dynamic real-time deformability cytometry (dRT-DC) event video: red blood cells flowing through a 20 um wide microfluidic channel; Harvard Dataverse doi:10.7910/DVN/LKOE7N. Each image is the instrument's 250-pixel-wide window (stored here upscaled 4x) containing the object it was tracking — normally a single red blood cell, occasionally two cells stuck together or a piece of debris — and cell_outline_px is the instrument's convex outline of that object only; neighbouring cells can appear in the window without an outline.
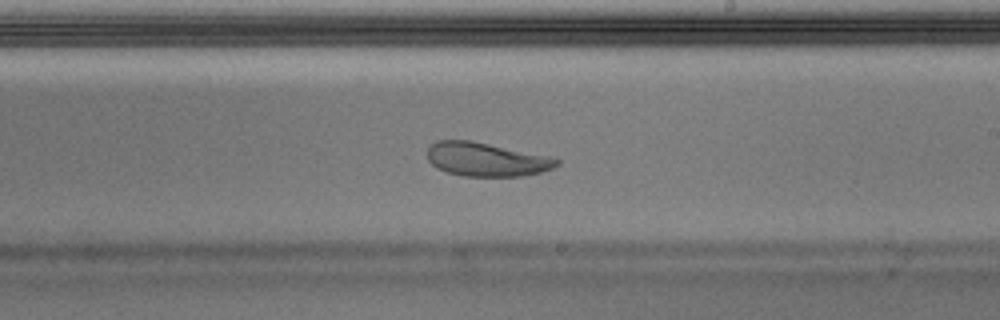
{"species": "Egyptian fruit bat (a non-hibernating species)", "species_latin": "Rousettus aegyptiacus", "temperature_condition": "warm", "stored_images_in_passage": 47, "camera_frame_rate_fps": 3000, "um_per_image_px": 0.085, "animal": {"sex": "male"}, "frame": {"image": 1, "passage_image": 26, "time_ms": 8.333, "image_size_px": [1000, 320], "cell_outline_px": [[560, 164], [552, 168], [540, 172], [520, 176], [464, 176], [448, 172], [436, 168], [428, 160], [428, 148], [436, 140], [468, 140], [552, 156], [560, 160]], "centroid_in_image_um": [41.35, 13.55], "position_along_channel_um": 247.6, "area_um2": 25.37}, "authors_computed_cell_mechanics": {"area_um2": 27.8596, "velocity_mm_per_s": 3.9463, "shape_relaxation_time_tau1_ms": null, "shape_relaxation_time_tau2_ms": 1.411, "deformation_change_tau1": null, "deformation_change_tau2": 0.0786}}